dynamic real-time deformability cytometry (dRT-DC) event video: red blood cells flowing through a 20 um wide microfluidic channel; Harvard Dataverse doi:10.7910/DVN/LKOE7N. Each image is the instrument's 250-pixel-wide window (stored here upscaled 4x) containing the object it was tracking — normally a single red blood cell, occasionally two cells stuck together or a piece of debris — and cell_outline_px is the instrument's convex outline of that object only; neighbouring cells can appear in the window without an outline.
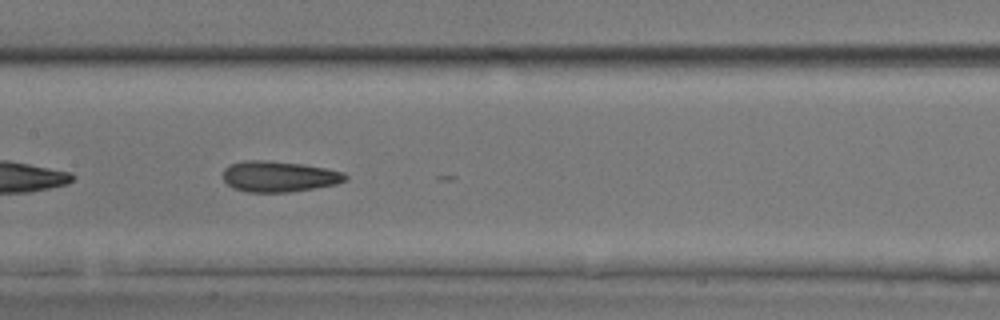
{"species": "common noctule bat (a hibernating species)", "species_latin": "Nyctalus noctula", "temperature_condition": "room temperature", "stored_images_in_passage": 38, "camera_frame_rate_fps": 3000, "um_per_image_px": 0.085, "animal": {"sex": "male", "body_mass_g": 17.9, "forearm_length_mm": 54.2}, "frame": {"image": 1, "passage_image": 18, "time_ms": 5.667, "image_size_px": [1000, 320], "cell_outline_px": [[348, 180], [336, 184], [288, 192], [248, 192], [232, 188], [224, 180], [224, 168], [228, 164], [244, 160], [268, 160], [304, 164], [344, 172], [348, 176]], "centroid_in_image_um": [23.7, 14.99], "position_along_channel_um": 183.7, "area_um2": 22.08}}
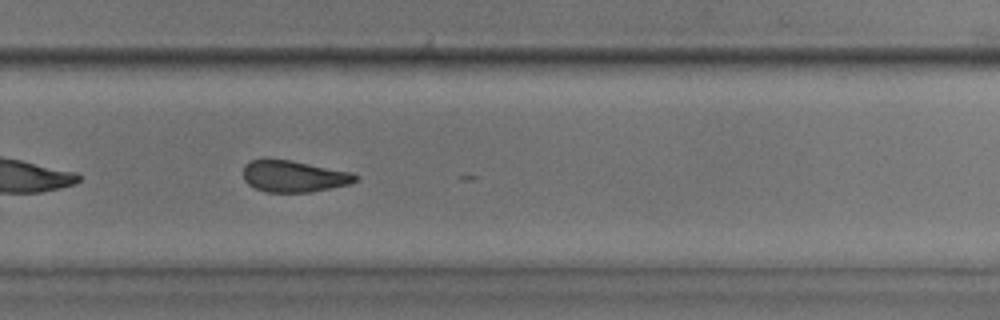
{"frame": {"image": 2, "passage_image": 27, "time_ms": 8.667, "image_size_px": [1000, 320], "cell_outline_px": [[356, 180], [348, 184], [312, 192], [268, 192], [256, 188], [248, 184], [244, 180], [244, 164], [252, 160], [288, 160], [352, 172], [356, 176]], "centroid_in_image_um": [24.96, 14.99], "position_along_channel_um": 304.8, "area_um2": 20.17}, "authors_computed_cell_mechanics": {"area_um2": 21.5883, "velocity_mm_per_s": 4.0524, "shape_relaxation_time_tau1_ms": 6.2434, "shape_relaxation_time_tau2_ms": 2.4735, "deformation_change_tau1": 0.1386, "deformation_change_tau2": 0.1013}}